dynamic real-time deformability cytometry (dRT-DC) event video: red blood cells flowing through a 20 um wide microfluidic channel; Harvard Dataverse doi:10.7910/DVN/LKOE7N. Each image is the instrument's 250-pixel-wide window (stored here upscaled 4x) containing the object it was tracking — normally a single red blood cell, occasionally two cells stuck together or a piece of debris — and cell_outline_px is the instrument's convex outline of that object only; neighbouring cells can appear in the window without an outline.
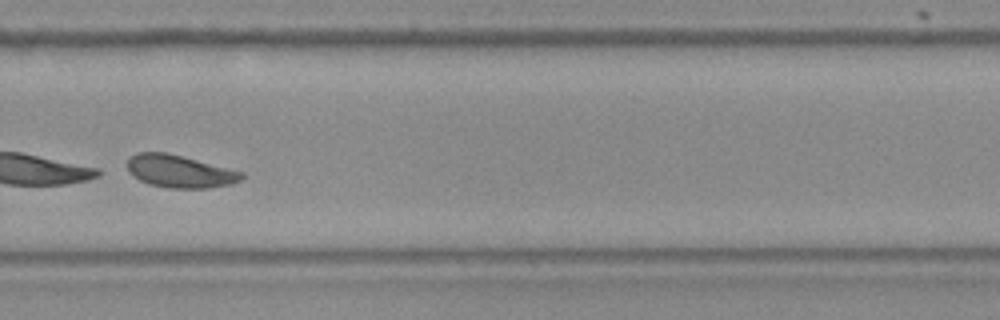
{"species": "Egyptian fruit bat (a non-hibernating species)", "species_latin": "Rousettus aegyptiacus", "temperature_condition": "room temperature", "stored_images_in_passage": 52, "camera_frame_rate_fps": 3000, "um_per_image_px": 0.085, "frame": {"image": 1, "passage_image": 37, "time_ms": 12.0, "image_size_px": [1000, 320], "cell_outline_px": [[244, 176], [240, 180], [232, 184], [208, 188], [168, 188], [148, 184], [140, 180], [128, 172], [128, 156], [136, 152], [168, 152], [244, 172]], "centroid_in_image_um": [15.26, 14.56], "position_along_channel_um": 314.5, "area_um2": 21.91}}